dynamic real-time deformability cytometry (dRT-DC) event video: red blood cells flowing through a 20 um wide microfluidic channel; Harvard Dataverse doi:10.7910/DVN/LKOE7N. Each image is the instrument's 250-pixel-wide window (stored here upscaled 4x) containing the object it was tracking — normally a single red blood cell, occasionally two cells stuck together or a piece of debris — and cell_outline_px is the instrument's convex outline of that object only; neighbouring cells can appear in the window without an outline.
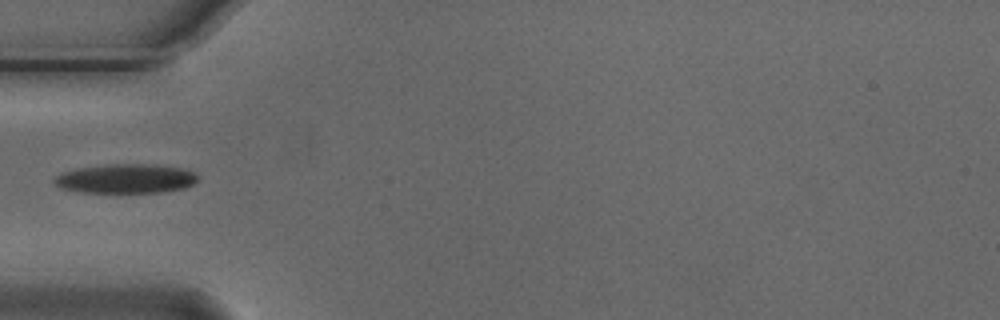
{"species": "Egyptian fruit bat (a non-hibernating species)", "species_latin": "Rousettus aegyptiacus", "temperature_condition": "cold", "stored_images_in_passage": 6, "camera_frame_rate_fps": 3000, "um_per_image_px": 0.085, "animal": {"sex": "male"}, "frame": {"image": 1, "passage_image": 5, "time_ms": 1.333, "image_size_px": [1000, 320], "cell_outline_px": [[200, 176], [192, 184], [184, 188], [164, 192], [80, 192], [60, 188], [52, 180], [56, 176], [64, 172], [80, 168], [108, 164], [156, 164], [180, 168], [196, 172]], "centroid_in_image_um": [10.73, 15.18], "position_along_channel_um": 74.3, "area_um2": 24.45}}
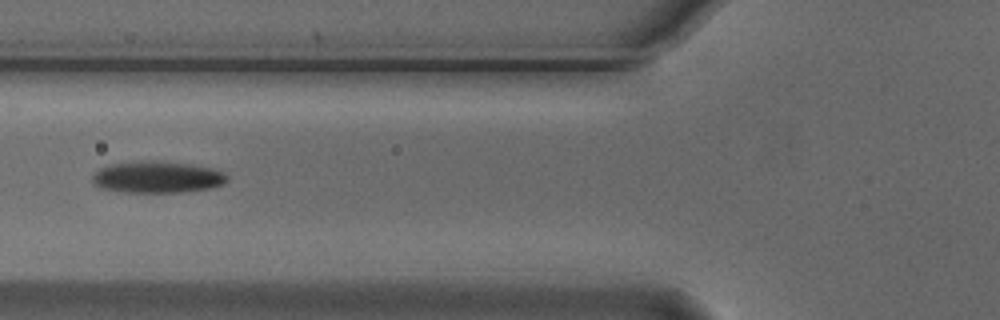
{"frame": {"image": 2, "passage_image": 6, "time_ms": 1.667, "image_size_px": [1000, 320], "cell_outline_px": [[228, 180], [224, 184], [212, 188], [180, 192], [128, 192], [104, 188], [96, 184], [92, 180], [92, 176], [100, 168], [112, 164], [148, 160], [160, 160], [192, 164], [212, 168], [224, 172], [228, 176]], "centroid_in_image_um": [13.45, 15.04], "position_along_channel_um": 112.4, "area_um2": 24.85}}